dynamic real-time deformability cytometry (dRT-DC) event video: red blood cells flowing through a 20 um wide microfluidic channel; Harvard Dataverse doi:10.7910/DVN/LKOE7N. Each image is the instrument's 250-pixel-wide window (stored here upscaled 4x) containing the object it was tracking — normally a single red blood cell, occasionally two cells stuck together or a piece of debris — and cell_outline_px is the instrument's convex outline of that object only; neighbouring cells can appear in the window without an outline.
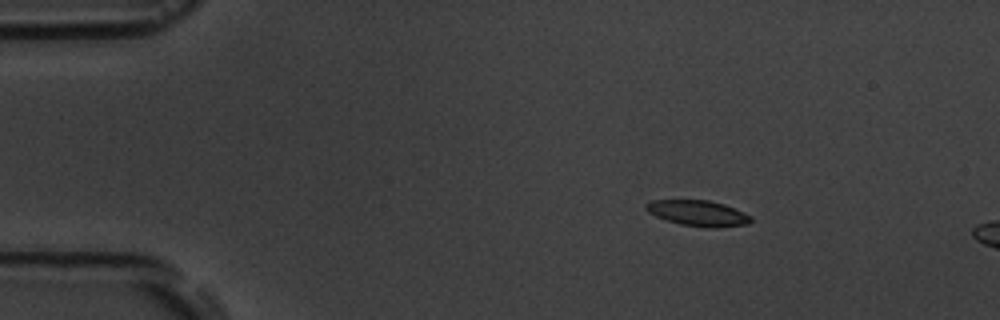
{"species": "common noctule bat (a hibernating species)", "species_latin": "Nyctalus noctula", "temperature_condition": "room temperature", "stored_images_in_passage": 5, "camera_frame_rate_fps": 3000, "um_per_image_px": 0.085, "animal": {"sex": "male", "body_mass_g": 19.5, "forearm_length_mm": 54.6}, "frame": {"image": 1, "passage_image": 2, "time_ms": 1.333, "image_size_px": [1000, 320], "cell_outline_px": [[752, 220], [748, 224], [712, 228], [708, 228], [680, 224], [664, 220], [648, 212], [644, 208], [644, 204], [652, 200], [708, 200], [724, 204], [744, 212], [752, 216]], "centroid_in_image_um": [59.31, 18.12], "position_along_channel_um": 25.7, "area_um2": 15.84}}